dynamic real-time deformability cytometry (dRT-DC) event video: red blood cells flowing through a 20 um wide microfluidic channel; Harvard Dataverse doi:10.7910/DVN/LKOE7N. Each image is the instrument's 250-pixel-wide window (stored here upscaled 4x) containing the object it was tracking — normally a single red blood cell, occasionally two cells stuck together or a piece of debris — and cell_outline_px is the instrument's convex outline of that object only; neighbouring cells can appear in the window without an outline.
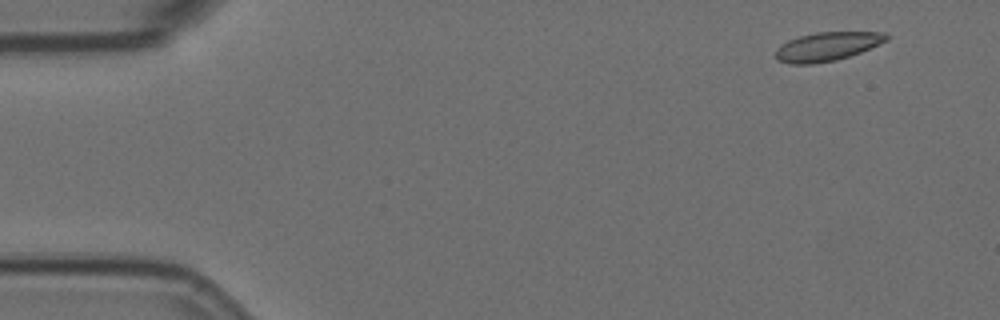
{"species": "Egyptian fruit bat (a non-hibernating species)", "species_latin": "Rousettus aegyptiacus", "temperature_condition": "room temperature", "stored_images_in_passage": 6, "camera_frame_rate_fps": 3000, "um_per_image_px": 0.085, "animal": {"sex": "female"}, "frame": {"image": 1, "passage_image": 1, "time_ms": 0.0, "image_size_px": [1000, 320], "cell_outline_px": [[888, 40], [860, 52], [836, 60], [812, 64], [788, 64], [776, 60], [776, 48], [780, 44], [788, 40], [800, 36], [816, 32], [884, 32], [888, 36]], "centroid_in_image_um": [70.26, 3.96], "position_along_channel_um": 14.7, "area_um2": 18.55}}
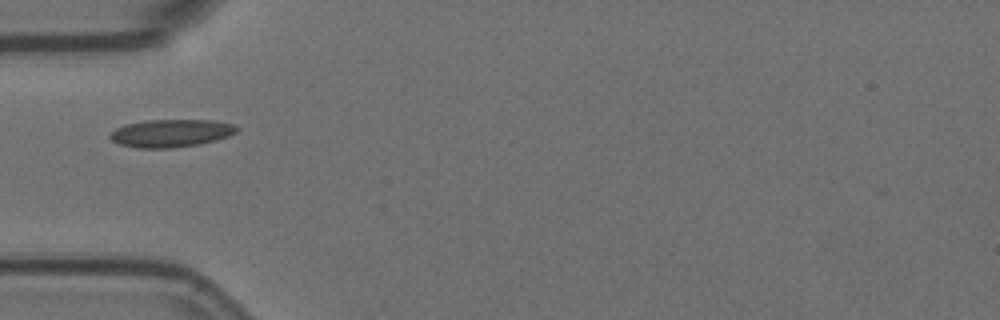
{"frame": {"image": 2, "passage_image": 5, "time_ms": 1.333, "image_size_px": [1000, 320], "cell_outline_px": [[240, 128], [236, 132], [228, 136], [216, 140], [196, 144], [168, 148], [140, 148], [120, 144], [112, 140], [108, 136], [116, 128], [124, 124], [148, 120], [212, 120], [232, 124]], "centroid_in_image_um": [14.52, 11.31], "position_along_channel_um": 70.5, "area_um2": 20.29}}
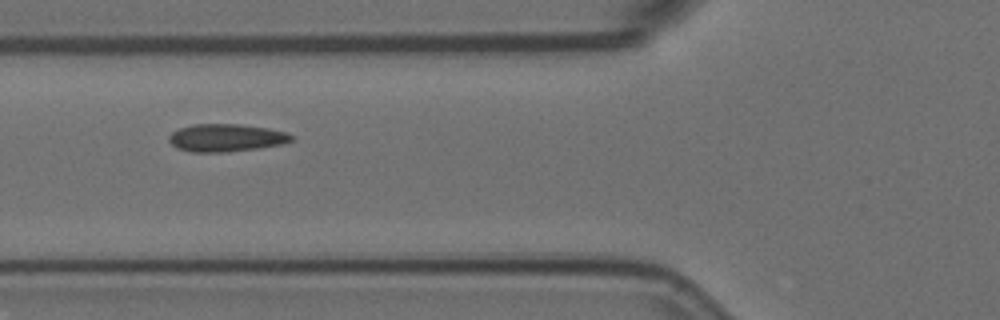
{"frame": {"image": 3, "passage_image": 6, "time_ms": 1.667, "image_size_px": [1000, 320], "cell_outline_px": [[292, 140], [284, 144], [256, 148], [224, 152], [192, 152], [176, 148], [168, 140], [168, 136], [172, 132], [180, 128], [192, 124], [240, 124], [268, 128], [284, 132], [292, 136]], "centroid_in_image_um": [19.18, 11.71], "position_along_channel_um": 106.6, "area_um2": 19.65}}